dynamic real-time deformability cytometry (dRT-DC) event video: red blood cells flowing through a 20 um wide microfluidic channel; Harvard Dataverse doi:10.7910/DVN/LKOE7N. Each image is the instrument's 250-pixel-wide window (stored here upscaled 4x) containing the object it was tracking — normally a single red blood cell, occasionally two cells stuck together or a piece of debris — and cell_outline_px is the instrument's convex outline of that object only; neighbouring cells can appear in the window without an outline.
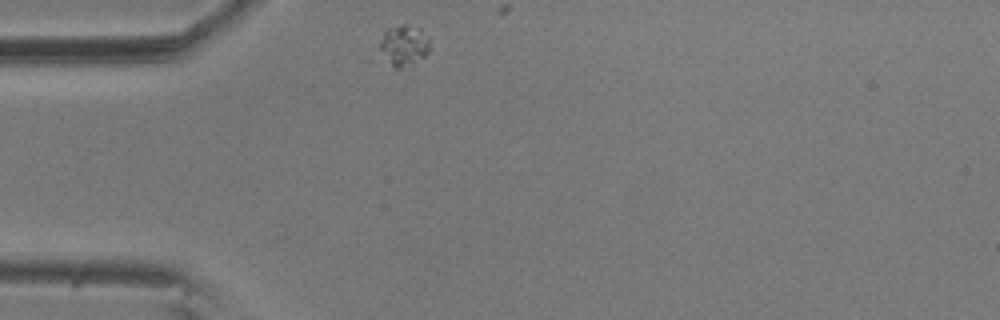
{"species": "common noctule bat (a hibernating species)", "species_latin": "Nyctalus noctula", "temperature_condition": "room temperature", "stored_images_in_passage": 2, "camera_frame_rate_fps": 3000, "um_per_image_px": 0.085, "animal": {"sex": "male", "body_mass_g": 20.5, "forearm_length_mm": 52.5}, "frame": {"image": 1, "passage_image": 1, "time_ms": 0.0, "image_size_px": [1000, 320], "cell_outline_px": [[428, 52], [412, 68], [396, 68], [392, 64], [380, 48], [380, 44], [384, 32], [388, 28], [400, 24], [408, 24], [420, 28], [428, 36]], "centroid_in_image_um": [34.38, 3.85], "position_along_channel_um": 50.6, "area_um2": 11.85}}